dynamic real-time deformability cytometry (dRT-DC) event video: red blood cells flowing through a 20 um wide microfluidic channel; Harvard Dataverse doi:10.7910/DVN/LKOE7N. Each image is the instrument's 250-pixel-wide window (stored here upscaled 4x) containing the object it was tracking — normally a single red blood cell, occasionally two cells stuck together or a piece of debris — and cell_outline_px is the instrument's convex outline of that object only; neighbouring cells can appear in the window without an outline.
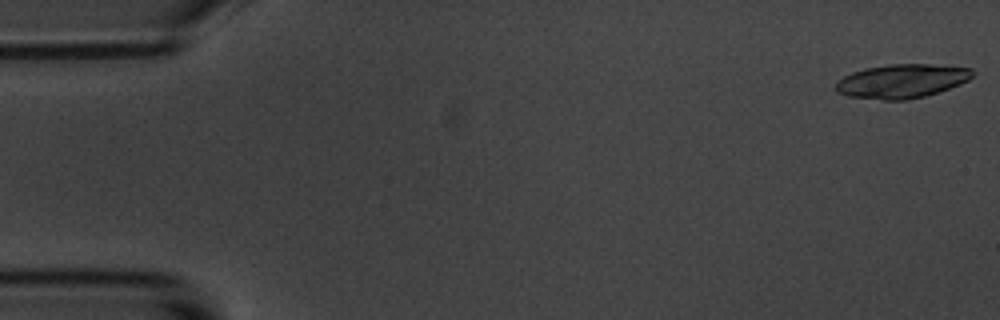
{"species": "common noctule bat (a hibernating species)", "species_latin": "Nyctalus noctula", "temperature_condition": "room temperature", "stored_images_in_passage": 6, "camera_frame_rate_fps": 3000, "um_per_image_px": 0.085, "animal": {"sex": "male", "body_mass_g": 20.1, "forearm_length_mm": 53.5}, "frame": {"image": 1, "passage_image": 1, "time_ms": 0.0, "image_size_px": [1000, 320], "cell_outline_px": [[976, 72], [968, 80], [960, 84], [924, 96], [904, 100], [884, 100], [848, 96], [836, 92], [836, 84], [844, 76], [852, 72], [864, 68], [888, 64], [928, 64], [972, 68]], "centroid_in_image_um": [76.65, 6.88], "position_along_channel_um": 8.3, "area_um2": 26.88}}